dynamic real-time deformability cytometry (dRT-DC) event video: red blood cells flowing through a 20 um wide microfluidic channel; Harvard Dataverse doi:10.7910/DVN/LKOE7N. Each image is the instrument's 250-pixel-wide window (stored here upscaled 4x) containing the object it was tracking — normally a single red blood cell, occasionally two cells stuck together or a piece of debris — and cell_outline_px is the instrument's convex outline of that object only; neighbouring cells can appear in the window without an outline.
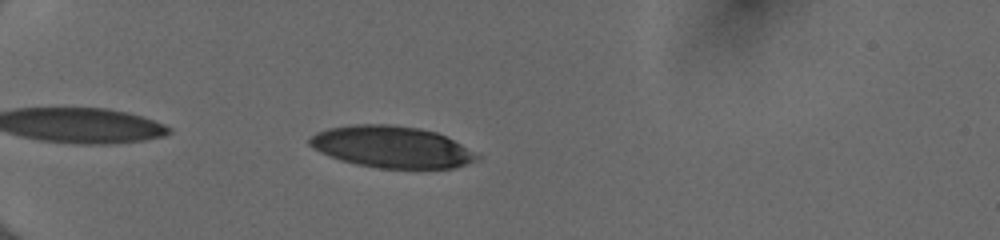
{"species": "human", "species_latin": "Homo sapiens", "temperature_condition": "cold", "stored_images_in_passage": 36, "camera_frame_rate_fps": 3000, "um_per_image_px": 0.085, "donor": {"sex": "female"}, "frame": {"image": 1, "passage_image": 4, "time_ms": 1.0, "image_size_px": [1000, 240], "cell_outline_px": [[480, 160], [468, 164], [452, 168], [380, 168], [356, 164], [340, 160], [320, 152], [312, 148], [308, 144], [308, 136], [316, 132], [328, 128], [352, 124], [392, 124], [420, 128], [436, 132], [460, 144], [480, 156]], "centroid_in_image_um": [33.25, 12.48], "position_along_channel_um": 51.8, "area_um2": 40.75}}
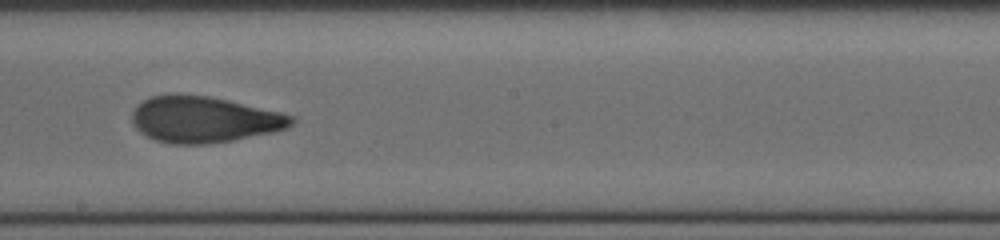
{"frame": {"image": 2, "passage_image": 20, "time_ms": 6.333, "image_size_px": [1000, 240], "cell_outline_px": [[296, 120], [288, 128], [272, 132], [232, 140], [208, 144], [168, 144], [156, 140], [140, 132], [132, 124], [132, 112], [136, 104], [152, 96], [208, 96], [228, 100], [280, 112], [296, 116]], "centroid_in_image_um": [17.35, 10.18], "position_along_channel_um": 230.8, "area_um2": 42.48}}
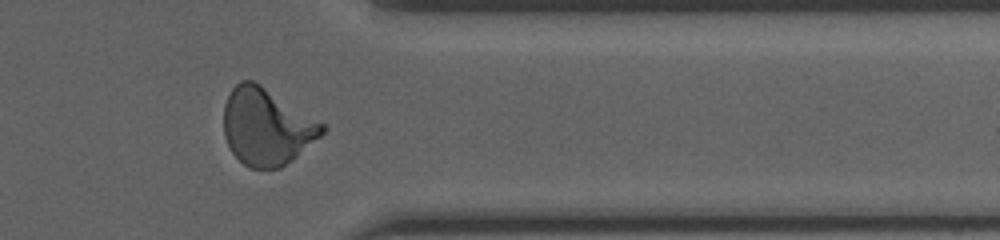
{"frame": {"image": 3, "passage_image": 32, "time_ms": 10.333, "image_size_px": [1000, 240], "cell_outline_px": [[328, 128], [320, 136], [292, 160], [280, 168], [248, 168], [232, 152], [224, 136], [224, 104], [232, 88], [240, 80], [252, 80], [260, 84], [328, 124]], "centroid_in_image_um": [22.69, 10.75], "position_along_channel_um": 388.7, "area_um2": 44.27}, "authors_computed_cell_mechanics": {"area_um2": 42.4252, "velocity_mm_per_s": 4.0334, "shape_relaxation_time_tau1_ms": 5.6504, "shape_relaxation_time_tau2_ms": 1.2654, "deformation_change_tau1": 0.2263, "deformation_change_tau2": 0.081}}